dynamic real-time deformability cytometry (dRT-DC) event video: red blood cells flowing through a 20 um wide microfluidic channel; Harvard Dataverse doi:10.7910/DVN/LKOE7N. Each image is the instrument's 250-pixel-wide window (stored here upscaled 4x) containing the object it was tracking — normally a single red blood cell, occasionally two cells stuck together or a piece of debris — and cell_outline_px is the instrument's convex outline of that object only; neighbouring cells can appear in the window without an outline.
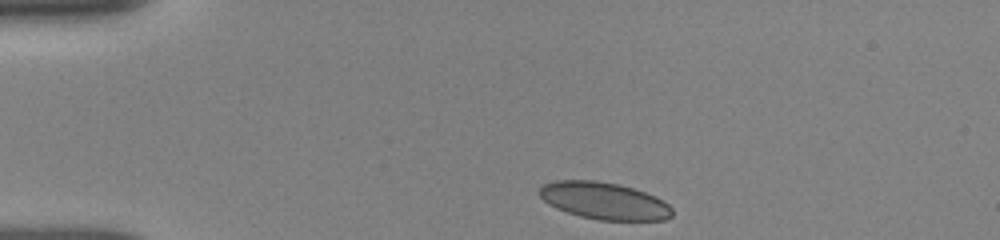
{"species": "human", "species_latin": "Homo sapiens", "temperature_condition": "room temperature", "stored_images_in_passage": 13, "camera_frame_rate_fps": 3000, "um_per_image_px": 0.085, "donor": {"sex": "female"}, "frame": {"image": 1, "passage_image": 1, "time_ms": 0.0, "image_size_px": [1000, 240], "cell_outline_px": [[672, 216], [664, 220], [600, 220], [580, 216], [556, 208], [548, 204], [540, 196], [540, 188], [544, 184], [552, 180], [596, 180], [620, 184], [656, 196], [664, 200], [672, 208]], "centroid_in_image_um": [51.36, 17.06], "position_along_channel_um": 33.6, "area_um2": 28.73}}
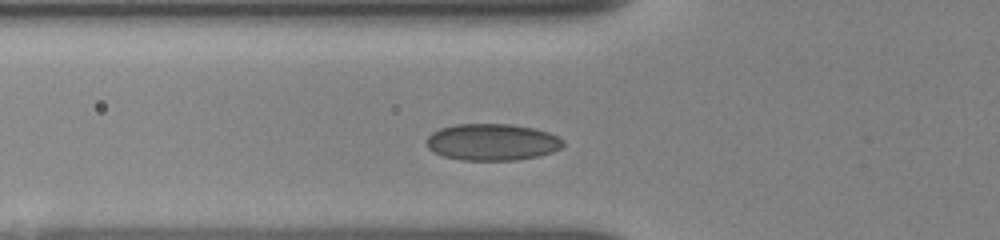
{"frame": {"image": 2, "passage_image": 8, "time_ms": 2.667, "image_size_px": [1000, 240], "cell_outline_px": [[564, 144], [560, 148], [552, 152], [536, 156], [516, 160], [460, 160], [444, 156], [432, 152], [424, 144], [424, 140], [432, 132], [440, 128], [456, 124], [512, 124], [532, 128], [548, 132], [564, 140]], "centroid_in_image_um": [41.77, 12.08], "position_along_channel_um": 84.0, "area_um2": 29.36}}
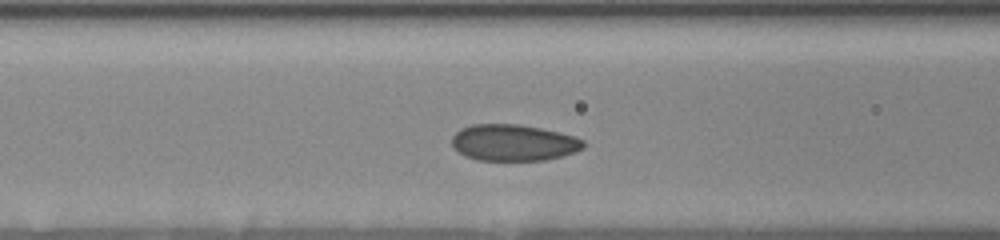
{"frame": {"image": 3, "passage_image": 12, "time_ms": 3.667, "image_size_px": [1000, 240], "cell_outline_px": [[584, 148], [576, 152], [544, 160], [476, 160], [464, 156], [452, 148], [452, 136], [460, 128], [472, 124], [520, 124], [560, 132], [576, 136], [584, 140]], "centroid_in_image_um": [43.63, 12.12], "position_along_channel_um": 123.0, "area_um2": 28.21}}